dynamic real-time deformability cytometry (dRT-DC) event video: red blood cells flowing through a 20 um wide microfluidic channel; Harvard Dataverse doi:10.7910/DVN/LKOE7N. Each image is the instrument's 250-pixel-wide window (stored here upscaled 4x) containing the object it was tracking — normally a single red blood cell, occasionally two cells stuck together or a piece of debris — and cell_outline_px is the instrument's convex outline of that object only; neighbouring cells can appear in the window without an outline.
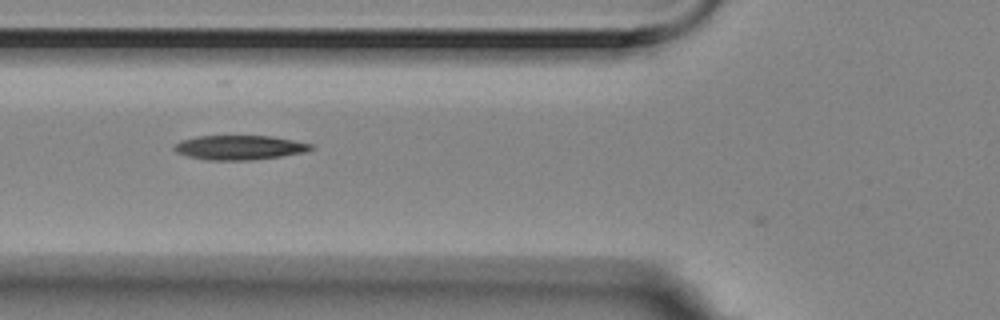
{"species": "Egyptian fruit bat (a non-hibernating species)", "species_latin": "Rousettus aegyptiacus", "temperature_condition": "room temperature", "stored_images_in_passage": 2, "camera_frame_rate_fps": 3000, "um_per_image_px": 0.085, "animal": {"sex": "female"}, "frame": {"image": 1, "passage_image": 2, "time_ms": 0.333, "image_size_px": [1000, 320], "cell_outline_px": [[316, 148], [308, 152], [252, 160], [208, 160], [188, 156], [176, 152], [172, 148], [180, 140], [196, 136], [268, 136], [292, 140], [312, 144]], "centroid_in_image_um": [20.37, 12.54], "position_along_channel_um": 105.4, "area_um2": 19.48}}